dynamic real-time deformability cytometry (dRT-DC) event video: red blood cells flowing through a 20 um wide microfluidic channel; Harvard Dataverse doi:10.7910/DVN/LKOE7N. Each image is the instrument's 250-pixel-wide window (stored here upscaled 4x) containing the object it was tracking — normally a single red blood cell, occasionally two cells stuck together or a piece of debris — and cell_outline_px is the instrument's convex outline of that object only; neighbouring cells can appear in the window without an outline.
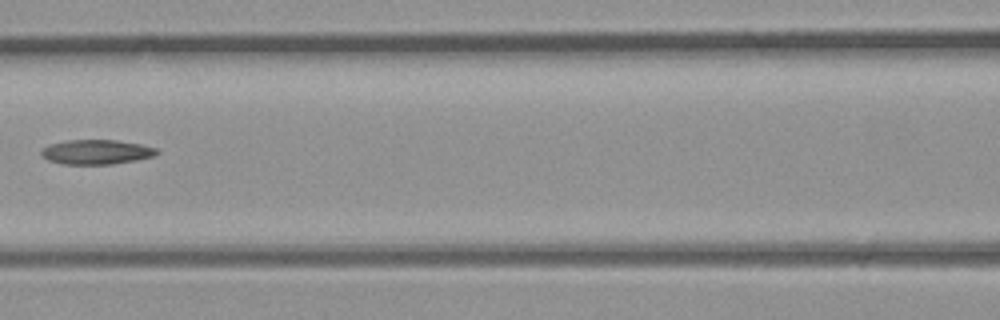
{"species": "common noctule bat (a hibernating species)", "species_latin": "Nyctalus noctula", "temperature_condition": "room temperature", "stored_images_in_passage": 23, "camera_frame_rate_fps": 3000, "um_per_image_px": 0.085, "animal": {"sex": "male", "body_mass_g": 23.1, "forearm_length_mm": 52.7}, "frame": {"image": 1, "passage_image": 7, "time_ms": 2.0, "image_size_px": [1000, 320], "cell_outline_px": [[160, 152], [152, 156], [136, 160], [112, 164], [64, 164], [48, 160], [40, 156], [40, 152], [48, 144], [68, 140], [116, 140], [140, 144], [156, 148]], "centroid_in_image_um": [8.16, 12.92], "position_along_channel_um": 158.4, "area_um2": 16.53}}